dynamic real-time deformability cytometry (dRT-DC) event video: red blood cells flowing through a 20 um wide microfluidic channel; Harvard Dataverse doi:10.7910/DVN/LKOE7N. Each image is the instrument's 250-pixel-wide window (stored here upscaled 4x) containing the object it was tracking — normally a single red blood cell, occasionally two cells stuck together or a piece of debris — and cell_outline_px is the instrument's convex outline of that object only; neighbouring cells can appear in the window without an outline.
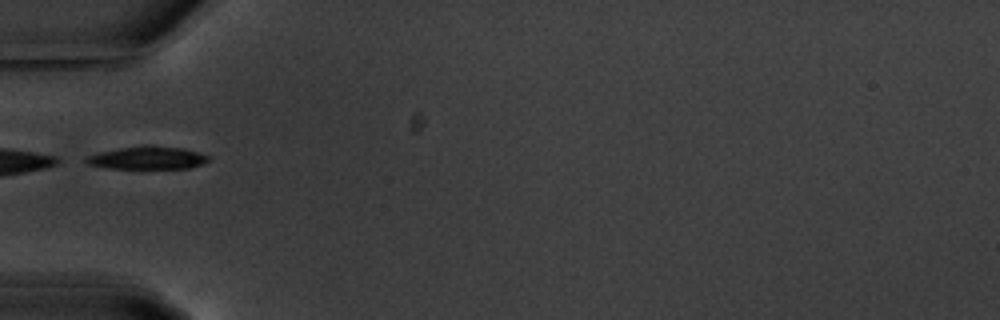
{"species": "common noctule bat (a hibernating species)", "species_latin": "Nyctalus noctula", "temperature_condition": "warm", "stored_images_in_passage": 5, "segment_of_instrument_passage": [2, 2], "camera_frame_rate_fps": 3000, "um_per_image_px": 0.085, "animal": {"sex": "male", "body_mass_g": 20.1, "forearm_length_mm": 53.5}, "frame": {"image": 1, "passage_image": 5, "time_ms": 5.667, "image_size_px": [1000, 320], "cell_outline_px": [[208, 160], [204, 164], [188, 168], [108, 168], [88, 164], [84, 160], [88, 156], [100, 152], [120, 148], [152, 144], [184, 148], [208, 156]], "centroid_in_image_um": [12.55, 13.4], "position_along_channel_um": 72.4, "area_um2": 16.18}}